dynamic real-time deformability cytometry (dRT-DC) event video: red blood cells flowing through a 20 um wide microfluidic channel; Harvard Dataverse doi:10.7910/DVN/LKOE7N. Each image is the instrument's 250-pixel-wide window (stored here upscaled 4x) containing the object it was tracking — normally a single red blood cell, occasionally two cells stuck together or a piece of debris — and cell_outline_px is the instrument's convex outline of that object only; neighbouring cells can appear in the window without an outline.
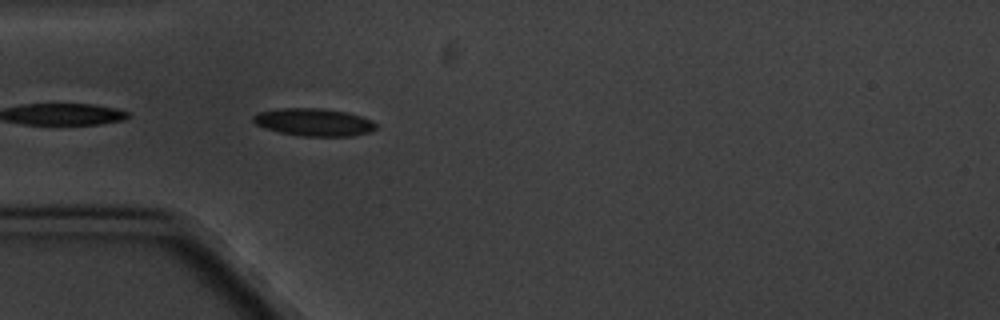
{"species": "common noctule bat (a hibernating species)", "species_latin": "Nyctalus noctula", "temperature_condition": "cold", "stored_images_in_passage": 5, "camera_frame_rate_fps": 3000, "um_per_image_px": 0.085, "animal": {"sex": "male", "body_mass_g": 20.1, "forearm_length_mm": 53.5}, "frame": {"image": 1, "passage_image": 5, "time_ms": 4.333, "image_size_px": [1000, 320], "cell_outline_px": [[376, 128], [368, 132], [352, 136], [304, 136], [280, 132], [264, 128], [256, 124], [252, 120], [252, 116], [256, 112], [280, 108], [320, 108], [348, 112], [372, 120], [376, 124]], "centroid_in_image_um": [26.65, 10.37], "position_along_channel_um": 58.4, "area_um2": 19.77}}